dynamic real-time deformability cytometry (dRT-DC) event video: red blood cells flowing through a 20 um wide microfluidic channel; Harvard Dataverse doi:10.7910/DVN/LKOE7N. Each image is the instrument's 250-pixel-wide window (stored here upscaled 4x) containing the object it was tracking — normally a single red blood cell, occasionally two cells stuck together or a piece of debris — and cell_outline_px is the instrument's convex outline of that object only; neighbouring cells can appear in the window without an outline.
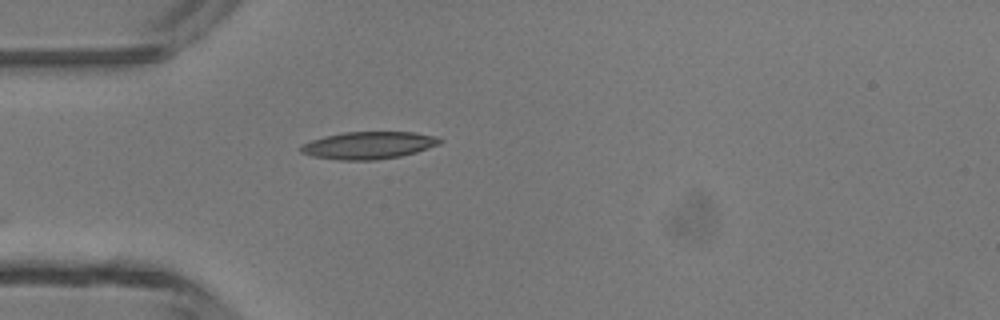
{"species": "common noctule bat (a hibernating species)", "species_latin": "Nyctalus noctula", "temperature_condition": "room temperature", "stored_images_in_passage": 24, "camera_frame_rate_fps": 3000, "um_per_image_px": 0.085, "animal": {"sex": "male", "body_mass_g": 13.3}, "frame": {"image": 1, "passage_image": 1, "time_ms": 0.0, "image_size_px": [1000, 320], "cell_outline_px": [[444, 140], [440, 144], [416, 152], [400, 156], [376, 160], [340, 160], [312, 156], [300, 152], [300, 144], [324, 136], [344, 132], [416, 132], [436, 136]], "centroid_in_image_um": [31.33, 12.35], "position_along_channel_um": 53.7, "area_um2": 22.25}}
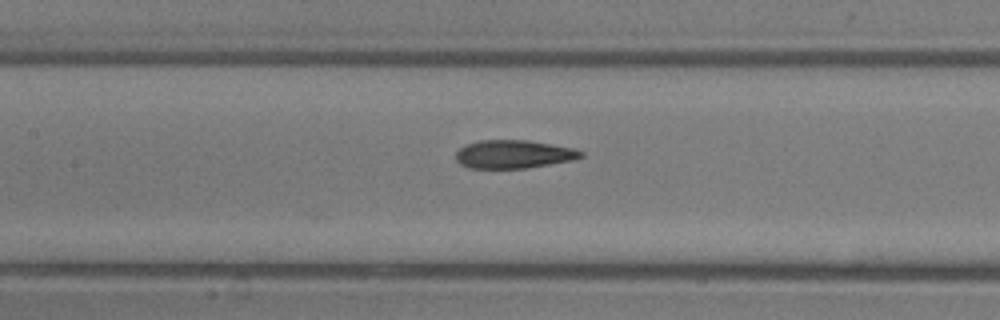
{"frame": {"image": 2, "passage_image": 9, "time_ms": 2.667, "image_size_px": [1000, 320], "cell_outline_px": [[584, 156], [572, 160], [528, 168], [468, 168], [460, 164], [456, 160], [456, 152], [460, 148], [468, 144], [480, 140], [528, 140], [552, 144], [572, 148], [584, 152]], "centroid_in_image_um": [43.66, 13.11], "position_along_channel_um": 163.7, "area_um2": 20.58}}
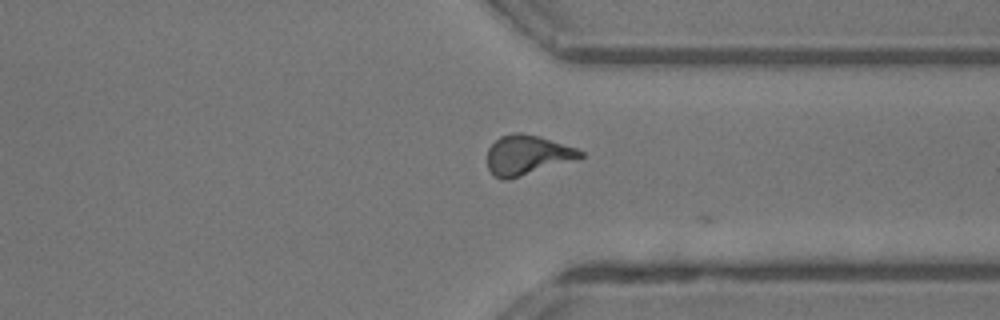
{"frame": {"image": 3, "passage_image": 23, "time_ms": 7.333, "image_size_px": [1000, 320], "cell_outline_px": [[584, 156], [508, 180], [500, 180], [488, 168], [488, 148], [500, 136], [516, 132], [520, 132], [540, 136], [576, 148], [584, 152]], "centroid_in_image_um": [44.78, 13.16], "position_along_channel_um": 366.6, "area_um2": 21.15}}